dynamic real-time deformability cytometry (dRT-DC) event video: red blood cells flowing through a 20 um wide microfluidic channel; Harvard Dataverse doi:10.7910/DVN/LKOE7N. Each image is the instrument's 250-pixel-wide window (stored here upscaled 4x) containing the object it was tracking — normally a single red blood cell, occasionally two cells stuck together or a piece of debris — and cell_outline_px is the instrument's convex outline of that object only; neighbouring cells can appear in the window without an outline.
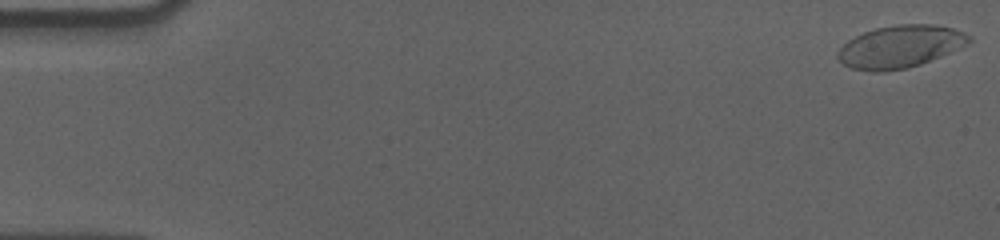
{"species": "human", "species_latin": "Homo sapiens", "temperature_condition": "cold", "stored_images_in_passage": 58, "camera_frame_rate_fps": 3000, "um_per_image_px": 0.085, "donor": {"sex": "male"}, "frame": {"image": 1, "passage_image": 1, "time_ms": 0.0, "image_size_px": [1000, 240], "cell_outline_px": [[972, 40], [968, 44], [940, 56], [920, 64], [908, 68], [884, 72], [872, 72], [852, 68], [844, 64], [836, 56], [836, 52], [848, 40], [864, 32], [876, 28], [896, 24], [932, 24], [952, 28], [964, 32], [972, 36]], "centroid_in_image_um": [76.51, 3.96], "position_along_channel_um": 8.5, "area_um2": 32.43}}
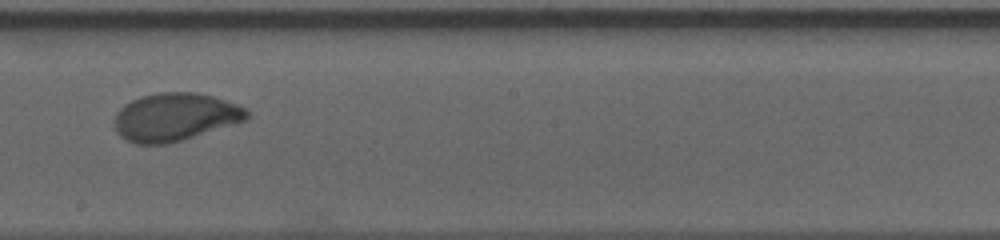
{"frame": {"image": 2, "passage_image": 33, "time_ms": 10.667, "image_size_px": [1000, 240], "cell_outline_px": [[252, 116], [248, 120], [168, 144], [136, 144], [120, 136], [116, 132], [116, 112], [124, 104], [140, 96], [160, 92], [196, 92], [212, 96], [236, 104], [244, 108]], "centroid_in_image_um": [14.89, 9.94], "position_along_channel_um": 233.3, "area_um2": 36.93}}
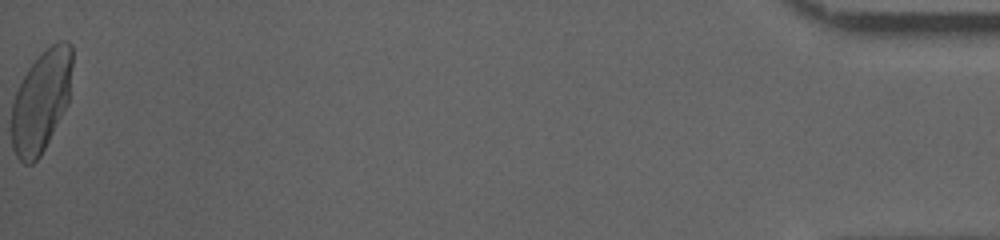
{"frame": {"image": 3, "passage_image": 58, "time_ms": 19.0, "image_size_px": [1000, 240], "cell_outline_px": [[72, 64], [68, 104], [40, 156], [32, 164], [24, 164], [16, 156], [12, 148], [12, 104], [16, 92], [28, 68], [52, 44], [60, 40], [68, 40], [72, 44]], "centroid_in_image_um": [3.51, 8.6], "position_along_channel_um": 431.7, "area_um2": 35.66}, "authors_computed_cell_mechanics": {"area_um2": 35.6915, "velocity_mm_per_s": 3.5542, "shape_relaxation_time_tau1_ms": 3.9976, "shape_relaxation_time_tau2_ms": null, "deformation_change_tau1": 0.1647, "deformation_change_tau2": null}}